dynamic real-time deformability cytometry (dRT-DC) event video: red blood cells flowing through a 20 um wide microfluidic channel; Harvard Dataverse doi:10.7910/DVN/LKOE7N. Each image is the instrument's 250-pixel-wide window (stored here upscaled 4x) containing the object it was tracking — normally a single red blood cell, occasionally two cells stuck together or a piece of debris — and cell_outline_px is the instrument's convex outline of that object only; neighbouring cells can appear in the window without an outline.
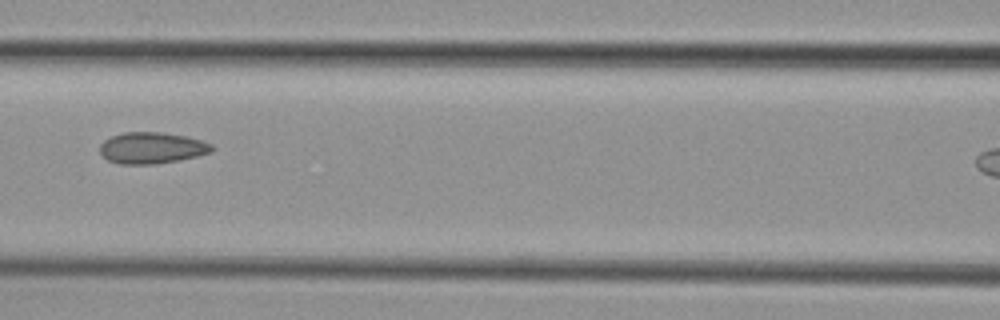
{"species": "common noctule bat (a hibernating species)", "species_latin": "Nyctalus noctula", "temperature_condition": "cold", "stored_images_in_passage": 8, "camera_frame_rate_fps": 3000, "um_per_image_px": 0.085, "animal": {"sex": "female", "body_mass_g": 29.2, "forearm_length_mm": 56.3}, "frame": {"image": 1, "passage_image": 5, "time_ms": 5.667, "image_size_px": [1000, 320], "cell_outline_px": [[216, 148], [212, 152], [180, 160], [156, 164], [120, 164], [108, 160], [100, 152], [100, 144], [104, 140], [112, 136], [124, 132], [160, 132], [184, 136], [200, 140], [212, 144]], "centroid_in_image_um": [12.92, 12.58], "position_along_channel_um": 153.7, "area_um2": 20.46}}
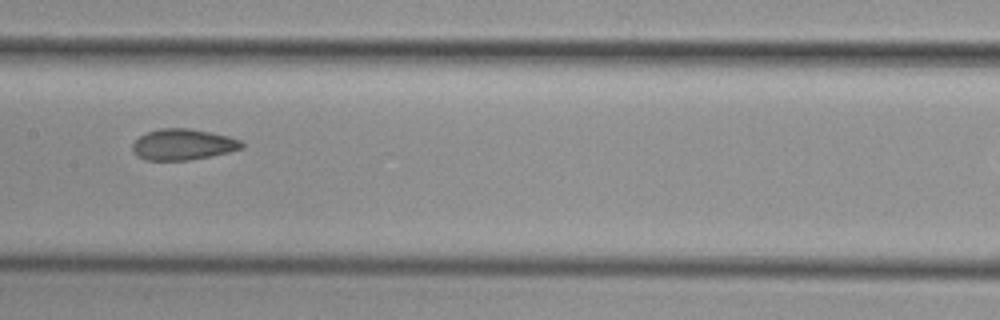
{"frame": {"image": 2, "passage_image": 6, "time_ms": 6.667, "image_size_px": [1000, 320], "cell_outline_px": [[244, 148], [228, 152], [188, 160], [144, 160], [136, 156], [132, 148], [132, 144], [140, 136], [148, 132], [160, 128], [188, 128], [228, 136], [240, 140], [244, 144]], "centroid_in_image_um": [15.53, 12.28], "position_along_channel_um": 191.9, "area_um2": 19.59}}